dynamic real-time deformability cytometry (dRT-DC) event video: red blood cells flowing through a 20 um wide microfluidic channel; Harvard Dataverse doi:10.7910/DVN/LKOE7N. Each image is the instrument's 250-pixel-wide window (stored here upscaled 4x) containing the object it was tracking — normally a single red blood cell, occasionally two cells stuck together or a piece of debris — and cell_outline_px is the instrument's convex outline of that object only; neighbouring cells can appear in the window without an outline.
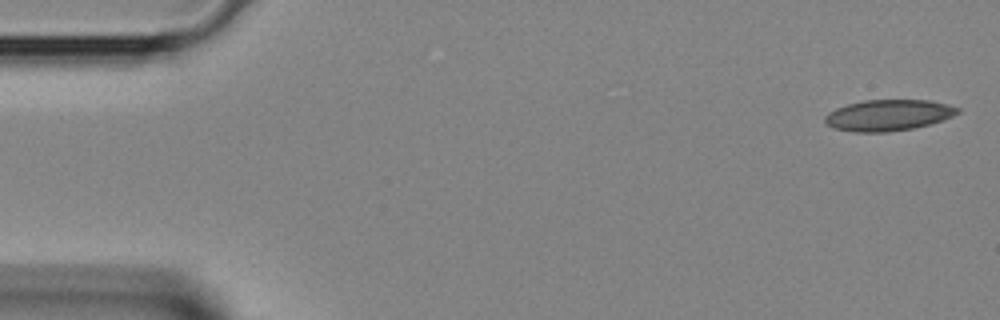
{"species": "Egyptian fruit bat (a non-hibernating species)", "species_latin": "Rousettus aegyptiacus", "temperature_condition": "room temperature", "stored_images_in_passage": 3, "camera_frame_rate_fps": 3000, "um_per_image_px": 0.085, "animal": {"sex": "female"}, "frame": {"image": 1, "passage_image": 1, "time_ms": 0.0, "image_size_px": [1000, 320], "cell_outline_px": [[960, 112], [952, 116], [928, 124], [912, 128], [888, 132], [856, 132], [832, 128], [824, 120], [824, 116], [828, 112], [836, 108], [848, 104], [864, 100], [928, 100], [948, 104], [960, 108]], "centroid_in_image_um": [75.48, 9.78], "position_along_channel_um": 9.5, "area_um2": 23.93}}